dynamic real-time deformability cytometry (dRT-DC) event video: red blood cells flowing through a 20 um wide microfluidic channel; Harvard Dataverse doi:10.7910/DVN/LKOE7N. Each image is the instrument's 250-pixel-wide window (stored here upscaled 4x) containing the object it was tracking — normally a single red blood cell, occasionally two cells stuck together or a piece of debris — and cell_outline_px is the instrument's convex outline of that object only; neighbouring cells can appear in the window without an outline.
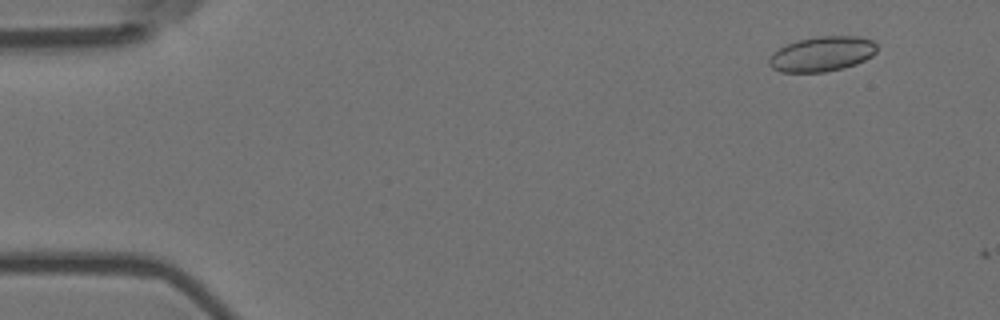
{"species": "Egyptian fruit bat (a non-hibernating species)", "species_latin": "Rousettus aegyptiacus", "temperature_condition": "room temperature", "stored_images_in_passage": 3, "camera_frame_rate_fps": 3000, "um_per_image_px": 0.085, "animal": {"sex": "female"}, "frame": {"image": 1, "passage_image": 2, "time_ms": 0.333, "image_size_px": [1000, 320], "cell_outline_px": [[876, 52], [872, 56], [856, 64], [844, 68], [824, 72], [780, 72], [772, 68], [768, 64], [768, 60], [772, 52], [796, 40], [820, 36], [860, 36], [872, 40], [876, 44]], "centroid_in_image_um": [69.86, 4.59], "position_along_channel_um": 15.1, "area_um2": 22.08}}